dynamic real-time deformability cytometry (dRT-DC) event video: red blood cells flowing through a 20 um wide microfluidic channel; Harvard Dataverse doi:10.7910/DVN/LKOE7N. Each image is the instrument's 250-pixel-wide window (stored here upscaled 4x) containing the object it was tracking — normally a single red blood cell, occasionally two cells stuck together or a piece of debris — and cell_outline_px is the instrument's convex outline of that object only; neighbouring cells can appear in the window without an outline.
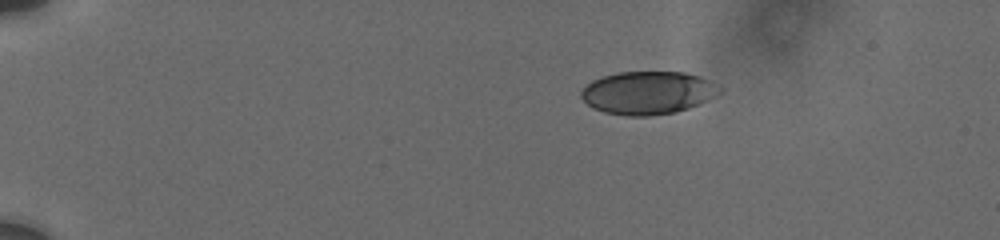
{"species": "human", "species_latin": "Homo sapiens", "temperature_condition": "cold", "stored_images_in_passage": 9, "camera_frame_rate_fps": 3000, "um_per_image_px": 0.085, "donor": {"sex": "male"}, "frame": {"image": 1, "passage_image": 1, "time_ms": 0.0, "image_size_px": [1000, 240], "cell_outline_px": [[724, 88], [716, 96], [688, 108], [676, 112], [648, 116], [628, 116], [604, 112], [592, 108], [580, 96], [580, 92], [592, 80], [604, 76], [620, 72], [684, 72], [700, 76]], "centroid_in_image_um": [55.08, 7.89], "position_along_channel_um": 29.9, "area_um2": 34.62}}
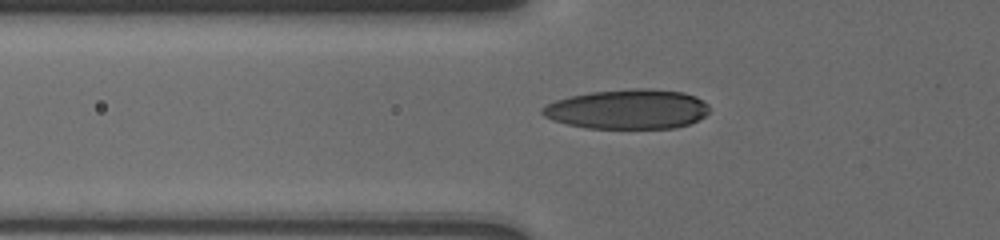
{"frame": {"image": 2, "passage_image": 8, "time_ms": 3.667, "image_size_px": [1000, 240], "cell_outline_px": [[708, 112], [704, 116], [688, 124], [676, 128], [588, 128], [568, 124], [552, 120], [544, 116], [540, 112], [540, 108], [556, 100], [568, 96], [592, 92], [632, 88], [648, 88], [684, 92], [696, 96], [708, 104]], "centroid_in_image_um": [53.34, 9.27], "position_along_channel_um": 72.5, "area_um2": 38.67}}